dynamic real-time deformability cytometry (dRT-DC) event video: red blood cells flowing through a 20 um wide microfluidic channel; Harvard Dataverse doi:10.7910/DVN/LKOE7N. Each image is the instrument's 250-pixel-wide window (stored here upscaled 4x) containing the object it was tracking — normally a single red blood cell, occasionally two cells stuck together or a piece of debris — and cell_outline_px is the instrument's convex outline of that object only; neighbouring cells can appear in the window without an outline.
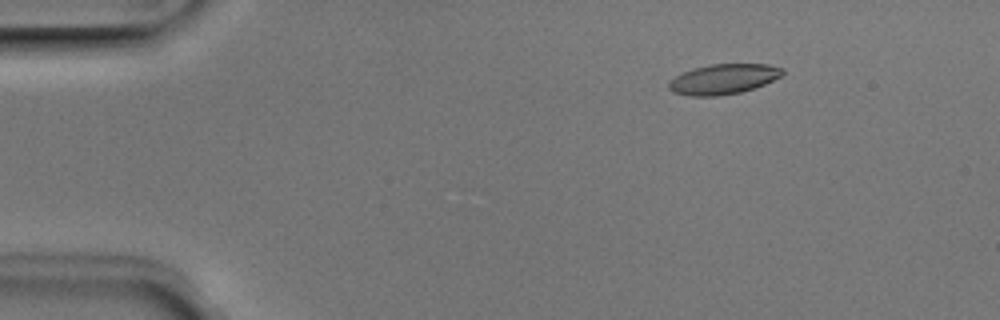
{"species": "Egyptian fruit bat (a non-hibernating species)", "species_latin": "Rousettus aegyptiacus", "temperature_condition": "room temperature", "stored_images_in_passage": 4, "camera_frame_rate_fps": 3000, "um_per_image_px": 0.085, "animal": {"sex": "male"}, "frame": {"image": 1, "passage_image": 2, "time_ms": 0.333, "image_size_px": [1000, 320], "cell_outline_px": [[784, 72], [780, 76], [764, 84], [740, 92], [716, 96], [688, 96], [672, 92], [668, 88], [668, 84], [676, 76], [692, 68], [712, 64], [768, 64], [784, 68]], "centroid_in_image_um": [61.47, 6.72], "position_along_channel_um": 23.5, "area_um2": 19.83}}